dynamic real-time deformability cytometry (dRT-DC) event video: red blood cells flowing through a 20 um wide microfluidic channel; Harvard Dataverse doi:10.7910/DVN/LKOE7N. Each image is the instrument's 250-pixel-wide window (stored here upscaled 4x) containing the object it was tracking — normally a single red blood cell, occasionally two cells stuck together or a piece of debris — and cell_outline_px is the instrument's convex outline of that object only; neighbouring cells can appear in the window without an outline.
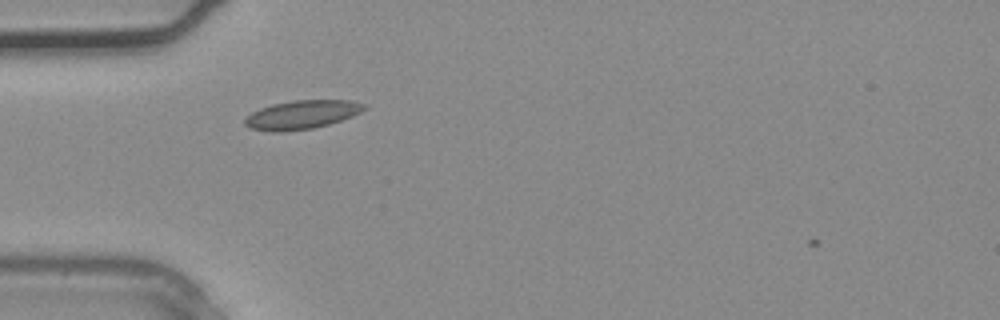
{"species": "common noctule bat (a hibernating species)", "species_latin": "Nyctalus noctula", "temperature_condition": "warm", "stored_images_in_passage": 27, "camera_frame_rate_fps": 3000, "um_per_image_px": 0.085, "animal": {"sex": "male", "body_mass_g": 20.4}, "frame": {"image": 1, "passage_image": 1, "time_ms": 0.0, "image_size_px": [1000, 320], "cell_outline_px": [[368, 108], [352, 116], [328, 124], [312, 128], [280, 132], [272, 132], [252, 128], [244, 124], [244, 120], [252, 112], [260, 108], [272, 104], [292, 100], [352, 100], [364, 104]], "centroid_in_image_um": [25.66, 9.74], "position_along_channel_um": 59.3, "area_um2": 19.83}}